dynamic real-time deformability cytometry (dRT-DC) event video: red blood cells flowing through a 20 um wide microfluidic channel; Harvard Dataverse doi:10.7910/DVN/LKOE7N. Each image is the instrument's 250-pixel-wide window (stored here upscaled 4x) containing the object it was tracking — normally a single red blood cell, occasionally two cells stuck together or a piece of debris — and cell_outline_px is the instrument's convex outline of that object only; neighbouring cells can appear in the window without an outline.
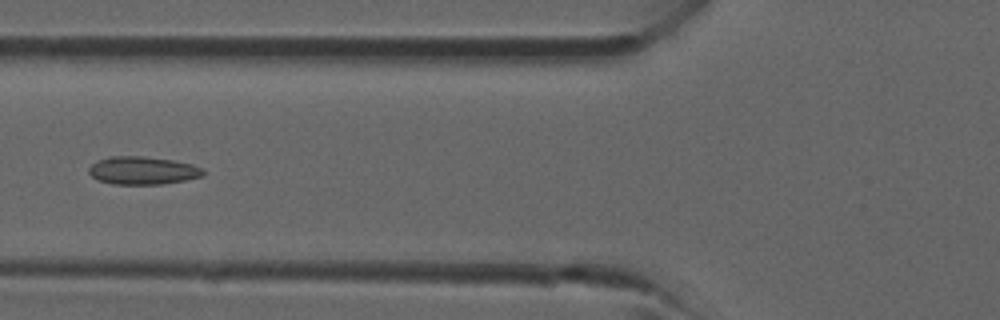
{"species": "common noctule bat (a hibernating species)", "species_latin": "Nyctalus noctula", "temperature_condition": "room temperature", "stored_images_in_passage": 41, "camera_frame_rate_fps": 3000, "um_per_image_px": 0.085, "animal": {"sex": "male", "forearm_length_mm": 52.5}, "frame": {"image": 1, "passage_image": 15, "time_ms": 4.667, "image_size_px": [1000, 320], "cell_outline_px": [[204, 176], [184, 180], [160, 184], [112, 184], [100, 180], [92, 176], [88, 172], [88, 168], [96, 160], [112, 156], [140, 156], [172, 160], [192, 164], [204, 168]], "centroid_in_image_um": [12.13, 14.49], "position_along_channel_um": 113.7, "area_um2": 18.55}}
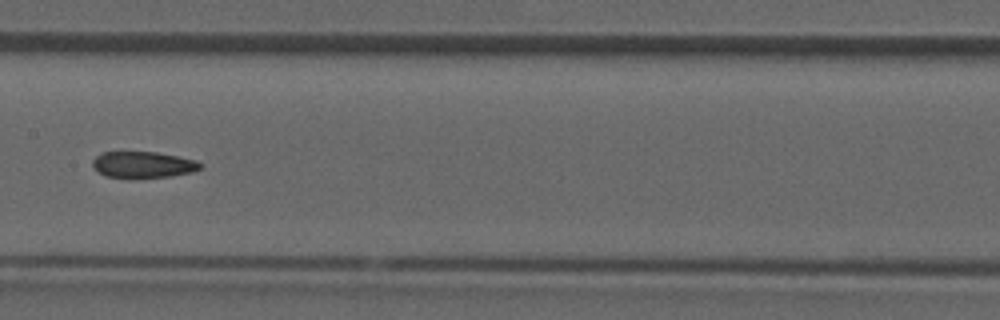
{"frame": {"image": 2, "passage_image": 20, "time_ms": 6.333, "image_size_px": [1000, 320], "cell_outline_px": [[200, 168], [192, 172], [172, 176], [128, 180], [104, 176], [92, 164], [92, 160], [100, 152], [156, 152], [180, 156], [196, 160], [200, 164]], "centroid_in_image_um": [12.13, 14.02], "position_along_channel_um": 195.3, "area_um2": 16.99}}
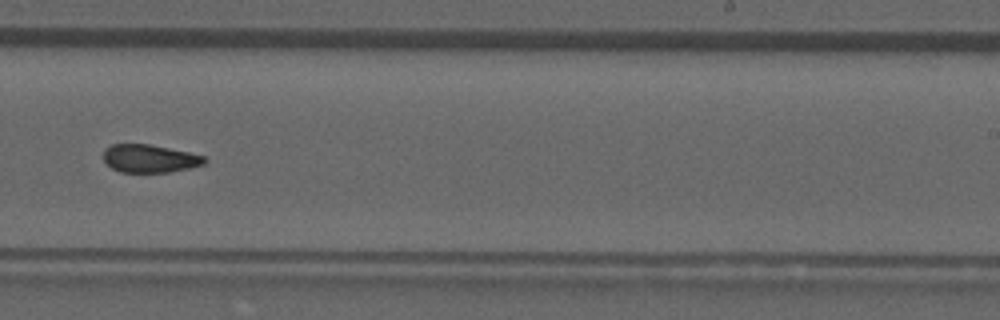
{"frame": {"image": 3, "passage_image": 25, "time_ms": 8.0, "image_size_px": [1000, 320], "cell_outline_px": [[208, 160], [204, 164], [188, 168], [168, 172], [120, 172], [112, 168], [104, 160], [104, 148], [112, 144], [148, 144], [188, 152], [204, 156]], "centroid_in_image_um": [12.71, 13.47], "position_along_channel_um": 276.3, "area_um2": 16.36}}